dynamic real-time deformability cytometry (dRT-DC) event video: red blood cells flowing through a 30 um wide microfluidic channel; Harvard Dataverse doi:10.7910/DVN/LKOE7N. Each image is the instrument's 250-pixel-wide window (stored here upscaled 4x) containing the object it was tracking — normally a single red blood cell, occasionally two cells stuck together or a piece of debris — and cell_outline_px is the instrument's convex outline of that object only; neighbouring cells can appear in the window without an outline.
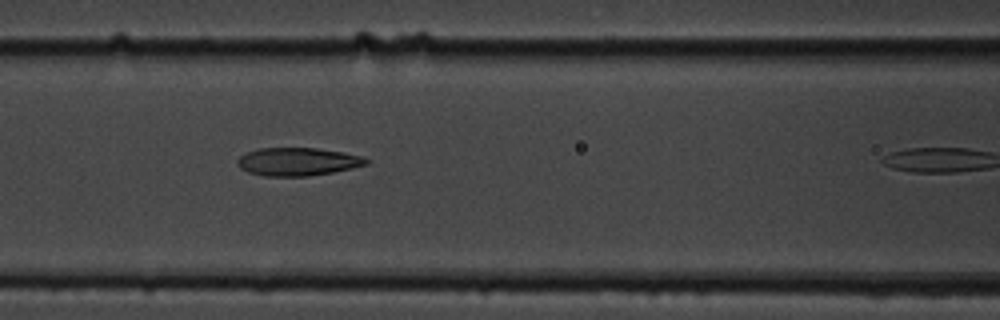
{"species": "common noctule bat (a hibernating species)", "species_latin": "Nyctalus noctula", "temperature_condition": "cold", "stored_images_in_passage": 7, "camera_frame_rate_fps": 3000, "um_per_image_px": 0.085, "animal": {"sex": "male", "body_mass_g": 19.5, "forearm_length_mm": 54.6}, "frame": {"image": 1, "passage_image": 6, "time_ms": 6.333, "image_size_px": [1000, 320], "cell_outline_px": [[368, 164], [352, 168], [332, 172], [308, 176], [264, 176], [248, 172], [240, 168], [236, 164], [236, 160], [240, 156], [248, 152], [260, 148], [316, 148], [340, 152], [360, 156], [368, 160]], "centroid_in_image_um": [25.25, 13.75], "position_along_channel_um": 141.3, "area_um2": 20.87}}